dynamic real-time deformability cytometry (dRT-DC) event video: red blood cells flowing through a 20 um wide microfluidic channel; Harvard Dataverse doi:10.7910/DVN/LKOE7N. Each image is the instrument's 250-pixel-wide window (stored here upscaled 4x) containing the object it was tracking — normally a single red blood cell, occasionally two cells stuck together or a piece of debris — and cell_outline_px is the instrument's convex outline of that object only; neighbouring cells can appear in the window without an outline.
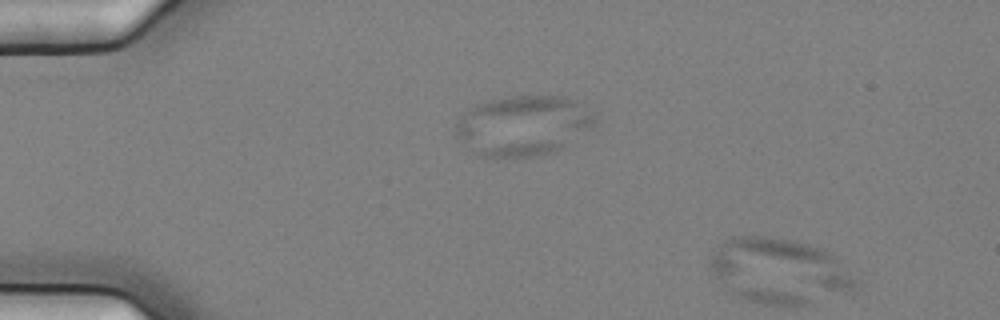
{"species": "common noctule bat (a hibernating species)", "species_latin": "Nyctalus noctula", "temperature_condition": "cold", "stored_images_in_passage": 3, "camera_frame_rate_fps": 3000, "um_per_image_px": 0.085, "animal": {"sex": "female", "body_mass_g": 25.1}, "frame": {"image": 1, "passage_image": 3, "time_ms": 0.667, "image_size_px": [1000, 320], "cell_outline_px": [[860, 288], [852, 292], [848, 292], [716, 276], [708, 268], [708, 260], [724, 240], [728, 236], [768, 236], [792, 240], [820, 248], [836, 256], [860, 280]], "centroid_in_image_um": [66.41, 22.41], "position_along_channel_um": 18.6, "area_um2": 41.56}}